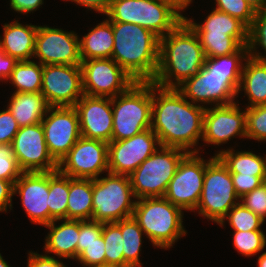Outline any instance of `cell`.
<instances>
[{
	"label": "cell",
	"instance_id": "cell-1",
	"mask_svg": "<svg viewBox=\"0 0 266 267\" xmlns=\"http://www.w3.org/2000/svg\"><path fill=\"white\" fill-rule=\"evenodd\" d=\"M206 107L193 104L176 88H162L152 82L151 129L160 146L199 153ZM195 146V147H194Z\"/></svg>",
	"mask_w": 266,
	"mask_h": 267
},
{
	"label": "cell",
	"instance_id": "cell-2",
	"mask_svg": "<svg viewBox=\"0 0 266 267\" xmlns=\"http://www.w3.org/2000/svg\"><path fill=\"white\" fill-rule=\"evenodd\" d=\"M248 57V46H242L233 54L206 58L200 72L185 80L176 89L187 100L203 107L212 103L213 106L231 104L238 97L243 61Z\"/></svg>",
	"mask_w": 266,
	"mask_h": 267
},
{
	"label": "cell",
	"instance_id": "cell-3",
	"mask_svg": "<svg viewBox=\"0 0 266 267\" xmlns=\"http://www.w3.org/2000/svg\"><path fill=\"white\" fill-rule=\"evenodd\" d=\"M205 61L198 35L183 19L166 36L159 38V63L152 82L162 88H177L197 75Z\"/></svg>",
	"mask_w": 266,
	"mask_h": 267
},
{
	"label": "cell",
	"instance_id": "cell-4",
	"mask_svg": "<svg viewBox=\"0 0 266 267\" xmlns=\"http://www.w3.org/2000/svg\"><path fill=\"white\" fill-rule=\"evenodd\" d=\"M112 59L136 82H152L159 63V37L137 24L112 22Z\"/></svg>",
	"mask_w": 266,
	"mask_h": 267
},
{
	"label": "cell",
	"instance_id": "cell-5",
	"mask_svg": "<svg viewBox=\"0 0 266 267\" xmlns=\"http://www.w3.org/2000/svg\"><path fill=\"white\" fill-rule=\"evenodd\" d=\"M133 218L155 247L169 249L187 234L183 226V210L165 197L136 200Z\"/></svg>",
	"mask_w": 266,
	"mask_h": 267
},
{
	"label": "cell",
	"instance_id": "cell-6",
	"mask_svg": "<svg viewBox=\"0 0 266 267\" xmlns=\"http://www.w3.org/2000/svg\"><path fill=\"white\" fill-rule=\"evenodd\" d=\"M181 13L166 0H111L105 15L111 22L137 24L161 38L184 19Z\"/></svg>",
	"mask_w": 266,
	"mask_h": 267
},
{
	"label": "cell",
	"instance_id": "cell-7",
	"mask_svg": "<svg viewBox=\"0 0 266 267\" xmlns=\"http://www.w3.org/2000/svg\"><path fill=\"white\" fill-rule=\"evenodd\" d=\"M199 37L206 58L227 56L248 45V27L238 18L213 9L203 23L184 16Z\"/></svg>",
	"mask_w": 266,
	"mask_h": 267
},
{
	"label": "cell",
	"instance_id": "cell-8",
	"mask_svg": "<svg viewBox=\"0 0 266 267\" xmlns=\"http://www.w3.org/2000/svg\"><path fill=\"white\" fill-rule=\"evenodd\" d=\"M111 141L131 138L151 128L152 82H135L126 92L112 98Z\"/></svg>",
	"mask_w": 266,
	"mask_h": 267
},
{
	"label": "cell",
	"instance_id": "cell-9",
	"mask_svg": "<svg viewBox=\"0 0 266 267\" xmlns=\"http://www.w3.org/2000/svg\"><path fill=\"white\" fill-rule=\"evenodd\" d=\"M239 200L228 167L216 155L206 160L198 214L219 224Z\"/></svg>",
	"mask_w": 266,
	"mask_h": 267
},
{
	"label": "cell",
	"instance_id": "cell-10",
	"mask_svg": "<svg viewBox=\"0 0 266 267\" xmlns=\"http://www.w3.org/2000/svg\"><path fill=\"white\" fill-rule=\"evenodd\" d=\"M106 175L93 179L92 220L111 223L132 217L136 197L129 176L110 172Z\"/></svg>",
	"mask_w": 266,
	"mask_h": 267
},
{
	"label": "cell",
	"instance_id": "cell-11",
	"mask_svg": "<svg viewBox=\"0 0 266 267\" xmlns=\"http://www.w3.org/2000/svg\"><path fill=\"white\" fill-rule=\"evenodd\" d=\"M186 154V151L179 148L159 146L129 176L136 200L147 197H164L169 182Z\"/></svg>",
	"mask_w": 266,
	"mask_h": 267
},
{
	"label": "cell",
	"instance_id": "cell-12",
	"mask_svg": "<svg viewBox=\"0 0 266 267\" xmlns=\"http://www.w3.org/2000/svg\"><path fill=\"white\" fill-rule=\"evenodd\" d=\"M83 94L113 98L126 92L136 81L112 58L82 61Z\"/></svg>",
	"mask_w": 266,
	"mask_h": 267
},
{
	"label": "cell",
	"instance_id": "cell-13",
	"mask_svg": "<svg viewBox=\"0 0 266 267\" xmlns=\"http://www.w3.org/2000/svg\"><path fill=\"white\" fill-rule=\"evenodd\" d=\"M199 153H187L169 182L164 197L182 210L194 211L199 203L206 160Z\"/></svg>",
	"mask_w": 266,
	"mask_h": 267
},
{
	"label": "cell",
	"instance_id": "cell-14",
	"mask_svg": "<svg viewBox=\"0 0 266 267\" xmlns=\"http://www.w3.org/2000/svg\"><path fill=\"white\" fill-rule=\"evenodd\" d=\"M58 171L71 178H99L109 172L108 143L81 136L58 163Z\"/></svg>",
	"mask_w": 266,
	"mask_h": 267
},
{
	"label": "cell",
	"instance_id": "cell-15",
	"mask_svg": "<svg viewBox=\"0 0 266 267\" xmlns=\"http://www.w3.org/2000/svg\"><path fill=\"white\" fill-rule=\"evenodd\" d=\"M41 93L49 107H74L84 95L80 65H43Z\"/></svg>",
	"mask_w": 266,
	"mask_h": 267
},
{
	"label": "cell",
	"instance_id": "cell-16",
	"mask_svg": "<svg viewBox=\"0 0 266 267\" xmlns=\"http://www.w3.org/2000/svg\"><path fill=\"white\" fill-rule=\"evenodd\" d=\"M74 31L39 26L33 58L42 65H80V40Z\"/></svg>",
	"mask_w": 266,
	"mask_h": 267
},
{
	"label": "cell",
	"instance_id": "cell-17",
	"mask_svg": "<svg viewBox=\"0 0 266 267\" xmlns=\"http://www.w3.org/2000/svg\"><path fill=\"white\" fill-rule=\"evenodd\" d=\"M41 123L48 152L59 163L81 137L77 111L74 107H49Z\"/></svg>",
	"mask_w": 266,
	"mask_h": 267
},
{
	"label": "cell",
	"instance_id": "cell-18",
	"mask_svg": "<svg viewBox=\"0 0 266 267\" xmlns=\"http://www.w3.org/2000/svg\"><path fill=\"white\" fill-rule=\"evenodd\" d=\"M160 146L151 128L131 138L108 143L110 173L130 176Z\"/></svg>",
	"mask_w": 266,
	"mask_h": 267
},
{
	"label": "cell",
	"instance_id": "cell-19",
	"mask_svg": "<svg viewBox=\"0 0 266 267\" xmlns=\"http://www.w3.org/2000/svg\"><path fill=\"white\" fill-rule=\"evenodd\" d=\"M11 145L23 172L58 170V163L48 152L41 122L19 128Z\"/></svg>",
	"mask_w": 266,
	"mask_h": 267
},
{
	"label": "cell",
	"instance_id": "cell-20",
	"mask_svg": "<svg viewBox=\"0 0 266 267\" xmlns=\"http://www.w3.org/2000/svg\"><path fill=\"white\" fill-rule=\"evenodd\" d=\"M237 136L246 139V108L241 109L238 101L206 107L203 117V142L220 146Z\"/></svg>",
	"mask_w": 266,
	"mask_h": 267
},
{
	"label": "cell",
	"instance_id": "cell-21",
	"mask_svg": "<svg viewBox=\"0 0 266 267\" xmlns=\"http://www.w3.org/2000/svg\"><path fill=\"white\" fill-rule=\"evenodd\" d=\"M82 137L111 142L113 130L112 98L83 95L74 105Z\"/></svg>",
	"mask_w": 266,
	"mask_h": 267
},
{
	"label": "cell",
	"instance_id": "cell-22",
	"mask_svg": "<svg viewBox=\"0 0 266 267\" xmlns=\"http://www.w3.org/2000/svg\"><path fill=\"white\" fill-rule=\"evenodd\" d=\"M13 194L20 196L31 223L49 224V172H23L14 183Z\"/></svg>",
	"mask_w": 266,
	"mask_h": 267
},
{
	"label": "cell",
	"instance_id": "cell-23",
	"mask_svg": "<svg viewBox=\"0 0 266 267\" xmlns=\"http://www.w3.org/2000/svg\"><path fill=\"white\" fill-rule=\"evenodd\" d=\"M12 21L2 26L4 33L3 38L0 35V48L18 61L33 59L38 26Z\"/></svg>",
	"mask_w": 266,
	"mask_h": 267
},
{
	"label": "cell",
	"instance_id": "cell-24",
	"mask_svg": "<svg viewBox=\"0 0 266 267\" xmlns=\"http://www.w3.org/2000/svg\"><path fill=\"white\" fill-rule=\"evenodd\" d=\"M58 221H61L60 224ZM58 222V225H56ZM50 231L45 237V253H53L58 258L76 261V248L80 232V220L59 219L45 225Z\"/></svg>",
	"mask_w": 266,
	"mask_h": 267
},
{
	"label": "cell",
	"instance_id": "cell-25",
	"mask_svg": "<svg viewBox=\"0 0 266 267\" xmlns=\"http://www.w3.org/2000/svg\"><path fill=\"white\" fill-rule=\"evenodd\" d=\"M7 104L19 127L38 124L49 108L41 92H13Z\"/></svg>",
	"mask_w": 266,
	"mask_h": 267
},
{
	"label": "cell",
	"instance_id": "cell-26",
	"mask_svg": "<svg viewBox=\"0 0 266 267\" xmlns=\"http://www.w3.org/2000/svg\"><path fill=\"white\" fill-rule=\"evenodd\" d=\"M88 31L82 38H79L82 61L112 58L114 46L112 22L106 18Z\"/></svg>",
	"mask_w": 266,
	"mask_h": 267
},
{
	"label": "cell",
	"instance_id": "cell-27",
	"mask_svg": "<svg viewBox=\"0 0 266 267\" xmlns=\"http://www.w3.org/2000/svg\"><path fill=\"white\" fill-rule=\"evenodd\" d=\"M244 91L248 98L246 108L266 104V62L248 57L244 62L238 95Z\"/></svg>",
	"mask_w": 266,
	"mask_h": 267
},
{
	"label": "cell",
	"instance_id": "cell-28",
	"mask_svg": "<svg viewBox=\"0 0 266 267\" xmlns=\"http://www.w3.org/2000/svg\"><path fill=\"white\" fill-rule=\"evenodd\" d=\"M232 147L216 152L230 173H240V176H257L266 181V156L256 155L253 151H236Z\"/></svg>",
	"mask_w": 266,
	"mask_h": 267
},
{
	"label": "cell",
	"instance_id": "cell-29",
	"mask_svg": "<svg viewBox=\"0 0 266 267\" xmlns=\"http://www.w3.org/2000/svg\"><path fill=\"white\" fill-rule=\"evenodd\" d=\"M93 179L69 177L67 219L92 220Z\"/></svg>",
	"mask_w": 266,
	"mask_h": 267
},
{
	"label": "cell",
	"instance_id": "cell-30",
	"mask_svg": "<svg viewBox=\"0 0 266 267\" xmlns=\"http://www.w3.org/2000/svg\"><path fill=\"white\" fill-rule=\"evenodd\" d=\"M69 176L58 170L49 172V224L54 220L67 219Z\"/></svg>",
	"mask_w": 266,
	"mask_h": 267
},
{
	"label": "cell",
	"instance_id": "cell-31",
	"mask_svg": "<svg viewBox=\"0 0 266 267\" xmlns=\"http://www.w3.org/2000/svg\"><path fill=\"white\" fill-rule=\"evenodd\" d=\"M43 65L34 60L19 61L8 78L14 92H41Z\"/></svg>",
	"mask_w": 266,
	"mask_h": 267
},
{
	"label": "cell",
	"instance_id": "cell-32",
	"mask_svg": "<svg viewBox=\"0 0 266 267\" xmlns=\"http://www.w3.org/2000/svg\"><path fill=\"white\" fill-rule=\"evenodd\" d=\"M121 234L123 236L125 263L129 267H143L139 257L143 240L142 236L145 233L133 216L121 220Z\"/></svg>",
	"mask_w": 266,
	"mask_h": 267
},
{
	"label": "cell",
	"instance_id": "cell-33",
	"mask_svg": "<svg viewBox=\"0 0 266 267\" xmlns=\"http://www.w3.org/2000/svg\"><path fill=\"white\" fill-rule=\"evenodd\" d=\"M102 236L105 242L106 267H129L124 261L121 220L103 223Z\"/></svg>",
	"mask_w": 266,
	"mask_h": 267
},
{
	"label": "cell",
	"instance_id": "cell-34",
	"mask_svg": "<svg viewBox=\"0 0 266 267\" xmlns=\"http://www.w3.org/2000/svg\"><path fill=\"white\" fill-rule=\"evenodd\" d=\"M225 220H227L233 231L261 230V225L265 222L240 202L228 211L227 215L218 225L225 226Z\"/></svg>",
	"mask_w": 266,
	"mask_h": 267
},
{
	"label": "cell",
	"instance_id": "cell-35",
	"mask_svg": "<svg viewBox=\"0 0 266 267\" xmlns=\"http://www.w3.org/2000/svg\"><path fill=\"white\" fill-rule=\"evenodd\" d=\"M247 46L250 57L266 62V10L256 12L253 23L248 29ZM259 47L264 50L263 55L257 51Z\"/></svg>",
	"mask_w": 266,
	"mask_h": 267
},
{
	"label": "cell",
	"instance_id": "cell-36",
	"mask_svg": "<svg viewBox=\"0 0 266 267\" xmlns=\"http://www.w3.org/2000/svg\"><path fill=\"white\" fill-rule=\"evenodd\" d=\"M232 235L234 248L245 257L259 254L266 246V235L262 230L234 231Z\"/></svg>",
	"mask_w": 266,
	"mask_h": 267
},
{
	"label": "cell",
	"instance_id": "cell-37",
	"mask_svg": "<svg viewBox=\"0 0 266 267\" xmlns=\"http://www.w3.org/2000/svg\"><path fill=\"white\" fill-rule=\"evenodd\" d=\"M246 138L266 142V104L246 108Z\"/></svg>",
	"mask_w": 266,
	"mask_h": 267
},
{
	"label": "cell",
	"instance_id": "cell-38",
	"mask_svg": "<svg viewBox=\"0 0 266 267\" xmlns=\"http://www.w3.org/2000/svg\"><path fill=\"white\" fill-rule=\"evenodd\" d=\"M217 10L238 18L248 28L252 25L256 12L245 0H215Z\"/></svg>",
	"mask_w": 266,
	"mask_h": 267
},
{
	"label": "cell",
	"instance_id": "cell-39",
	"mask_svg": "<svg viewBox=\"0 0 266 267\" xmlns=\"http://www.w3.org/2000/svg\"><path fill=\"white\" fill-rule=\"evenodd\" d=\"M20 169L11 144H0V179L11 181L13 184L21 176Z\"/></svg>",
	"mask_w": 266,
	"mask_h": 267
},
{
	"label": "cell",
	"instance_id": "cell-40",
	"mask_svg": "<svg viewBox=\"0 0 266 267\" xmlns=\"http://www.w3.org/2000/svg\"><path fill=\"white\" fill-rule=\"evenodd\" d=\"M83 267H106L105 242L102 234L77 257Z\"/></svg>",
	"mask_w": 266,
	"mask_h": 267
},
{
	"label": "cell",
	"instance_id": "cell-41",
	"mask_svg": "<svg viewBox=\"0 0 266 267\" xmlns=\"http://www.w3.org/2000/svg\"><path fill=\"white\" fill-rule=\"evenodd\" d=\"M239 202L265 221L266 219V181L253 191L243 195Z\"/></svg>",
	"mask_w": 266,
	"mask_h": 267
},
{
	"label": "cell",
	"instance_id": "cell-42",
	"mask_svg": "<svg viewBox=\"0 0 266 267\" xmlns=\"http://www.w3.org/2000/svg\"><path fill=\"white\" fill-rule=\"evenodd\" d=\"M103 223L93 220H80L79 239L77 241L76 259L86 249V246L96 241L102 234Z\"/></svg>",
	"mask_w": 266,
	"mask_h": 267
},
{
	"label": "cell",
	"instance_id": "cell-43",
	"mask_svg": "<svg viewBox=\"0 0 266 267\" xmlns=\"http://www.w3.org/2000/svg\"><path fill=\"white\" fill-rule=\"evenodd\" d=\"M19 128L8 108L0 111V144H12Z\"/></svg>",
	"mask_w": 266,
	"mask_h": 267
},
{
	"label": "cell",
	"instance_id": "cell-44",
	"mask_svg": "<svg viewBox=\"0 0 266 267\" xmlns=\"http://www.w3.org/2000/svg\"><path fill=\"white\" fill-rule=\"evenodd\" d=\"M233 185L239 198L253 191L263 181L257 176H240V173H231Z\"/></svg>",
	"mask_w": 266,
	"mask_h": 267
},
{
	"label": "cell",
	"instance_id": "cell-45",
	"mask_svg": "<svg viewBox=\"0 0 266 267\" xmlns=\"http://www.w3.org/2000/svg\"><path fill=\"white\" fill-rule=\"evenodd\" d=\"M27 267H67L62 261L55 256L47 254H39L32 252L28 253Z\"/></svg>",
	"mask_w": 266,
	"mask_h": 267
},
{
	"label": "cell",
	"instance_id": "cell-46",
	"mask_svg": "<svg viewBox=\"0 0 266 267\" xmlns=\"http://www.w3.org/2000/svg\"><path fill=\"white\" fill-rule=\"evenodd\" d=\"M14 184L11 181L0 179V212L12 210V198L14 196Z\"/></svg>",
	"mask_w": 266,
	"mask_h": 267
},
{
	"label": "cell",
	"instance_id": "cell-47",
	"mask_svg": "<svg viewBox=\"0 0 266 267\" xmlns=\"http://www.w3.org/2000/svg\"><path fill=\"white\" fill-rule=\"evenodd\" d=\"M18 62L19 61L16 58L7 55L0 48V80L2 83L3 81L8 82V78L11 76V73Z\"/></svg>",
	"mask_w": 266,
	"mask_h": 267
},
{
	"label": "cell",
	"instance_id": "cell-48",
	"mask_svg": "<svg viewBox=\"0 0 266 267\" xmlns=\"http://www.w3.org/2000/svg\"><path fill=\"white\" fill-rule=\"evenodd\" d=\"M44 0H10V7L20 14L33 13L44 4Z\"/></svg>",
	"mask_w": 266,
	"mask_h": 267
},
{
	"label": "cell",
	"instance_id": "cell-49",
	"mask_svg": "<svg viewBox=\"0 0 266 267\" xmlns=\"http://www.w3.org/2000/svg\"><path fill=\"white\" fill-rule=\"evenodd\" d=\"M64 1V0H63ZM65 1H71L74 2L77 5H81L83 7H86L88 10H93L95 12H98L99 14H106L111 0H65Z\"/></svg>",
	"mask_w": 266,
	"mask_h": 267
},
{
	"label": "cell",
	"instance_id": "cell-50",
	"mask_svg": "<svg viewBox=\"0 0 266 267\" xmlns=\"http://www.w3.org/2000/svg\"><path fill=\"white\" fill-rule=\"evenodd\" d=\"M255 12L266 10V0H245Z\"/></svg>",
	"mask_w": 266,
	"mask_h": 267
},
{
	"label": "cell",
	"instance_id": "cell-51",
	"mask_svg": "<svg viewBox=\"0 0 266 267\" xmlns=\"http://www.w3.org/2000/svg\"><path fill=\"white\" fill-rule=\"evenodd\" d=\"M193 2V0H172V4L175 5L180 11L187 9L188 6Z\"/></svg>",
	"mask_w": 266,
	"mask_h": 267
},
{
	"label": "cell",
	"instance_id": "cell-52",
	"mask_svg": "<svg viewBox=\"0 0 266 267\" xmlns=\"http://www.w3.org/2000/svg\"><path fill=\"white\" fill-rule=\"evenodd\" d=\"M258 267H266V252L261 253L258 256Z\"/></svg>",
	"mask_w": 266,
	"mask_h": 267
},
{
	"label": "cell",
	"instance_id": "cell-53",
	"mask_svg": "<svg viewBox=\"0 0 266 267\" xmlns=\"http://www.w3.org/2000/svg\"><path fill=\"white\" fill-rule=\"evenodd\" d=\"M0 267H10V265L3 259L2 254L0 253Z\"/></svg>",
	"mask_w": 266,
	"mask_h": 267
}]
</instances>
